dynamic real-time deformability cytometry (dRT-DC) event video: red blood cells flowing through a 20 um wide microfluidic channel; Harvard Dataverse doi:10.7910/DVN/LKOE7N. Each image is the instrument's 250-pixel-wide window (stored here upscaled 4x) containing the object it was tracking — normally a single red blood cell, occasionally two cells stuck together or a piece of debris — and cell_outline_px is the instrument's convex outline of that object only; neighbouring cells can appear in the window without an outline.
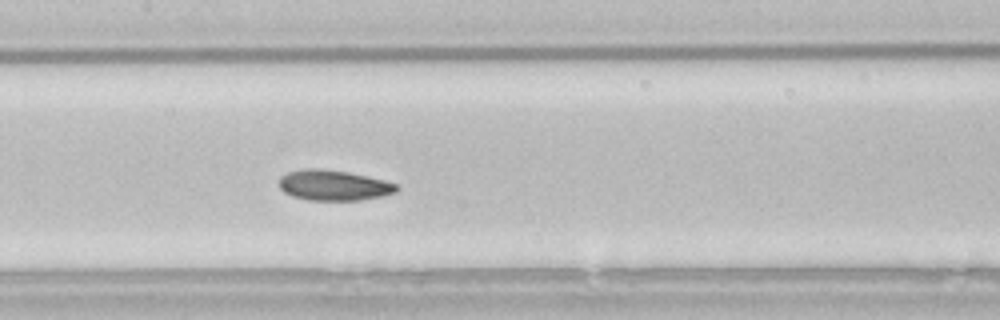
{"species": "common noctule bat (a hibernating species)", "species_latin": "Nyctalus noctula", "temperature_condition": "room temperature", "stored_images_in_passage": 51, "camera_frame_rate_fps": 3000, "um_per_image_px": 0.085, "animal": {"sex": "male", "body_mass_g": 21.5, "forearm_length_mm": 52.0}, "frame": {"image": 1, "passage_image": 22, "time_ms": 7.0, "image_size_px": [1000, 320], "cell_outline_px": [[400, 188], [396, 192], [384, 196], [360, 200], [308, 200], [292, 196], [284, 192], [280, 188], [280, 176], [288, 172], [304, 168], [320, 168], [348, 172], [368, 176], [384, 180], [396, 184]], "centroid_in_image_um": [28.37, 15.75], "position_along_channel_um": 179.0, "area_um2": 20.98}}
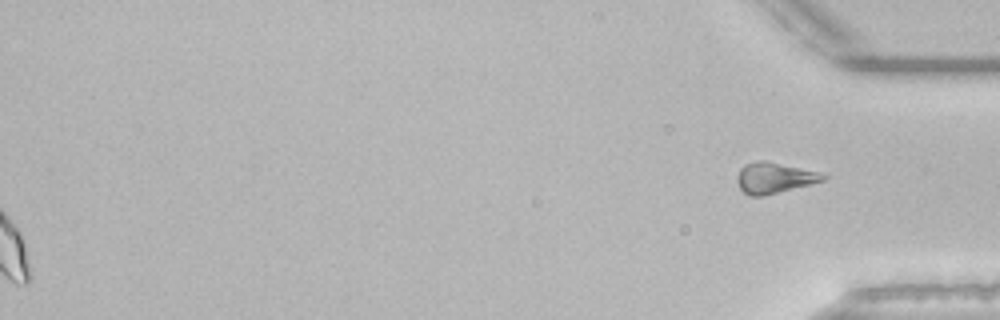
{"frame": {"image": 2, "passage_image": 51, "time_ms": 16.667, "image_size_px": [1000, 320], "cell_outline_px": [[828, 176], [824, 180], [812, 184], [760, 196], [752, 196], [744, 192], [740, 188], [736, 180], [736, 176], [740, 168], [744, 164], [756, 160], [768, 160], [816, 172]], "centroid_in_image_um": [65.76, 15.1], "position_along_channel_um": 369.4, "area_um2": 15.32}, "authors_computed_cell_mechanics": {"area_um2": 21.0392, "velocity_mm_per_s": 3.7836, "shape_relaxation_time_tau1_ms": 5.4864, "shape_relaxation_time_tau2_ms": 3.8835, "deformation_change_tau1": 0.1148, "deformation_change_tau2": 0.0895}}